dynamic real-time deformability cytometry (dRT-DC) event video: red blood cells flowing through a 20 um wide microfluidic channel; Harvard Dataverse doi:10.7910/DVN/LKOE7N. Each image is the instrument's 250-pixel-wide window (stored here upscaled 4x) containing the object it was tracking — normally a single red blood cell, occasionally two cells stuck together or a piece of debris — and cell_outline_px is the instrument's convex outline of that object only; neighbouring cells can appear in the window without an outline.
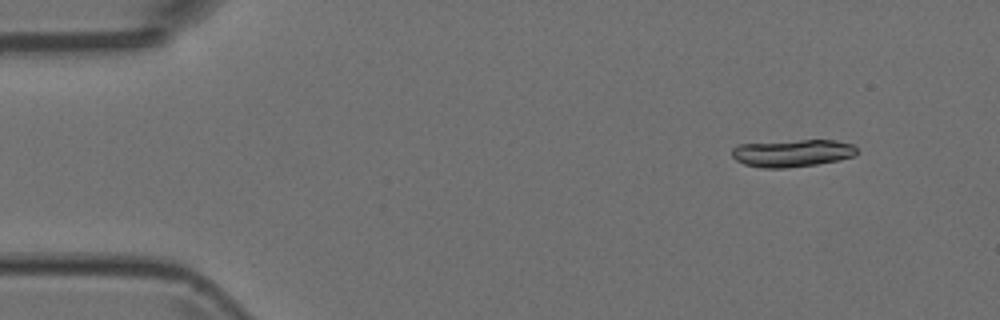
{"species": "Egyptian fruit bat (a non-hibernating species)", "species_latin": "Rousettus aegyptiacus", "temperature_condition": "room temperature", "stored_images_in_passage": 5, "camera_frame_rate_fps": 3000, "um_per_image_px": 0.085, "animal": {"sex": "female"}, "frame": {"image": 1, "passage_image": 1, "time_ms": 0.0, "image_size_px": [1000, 320], "cell_outline_px": [[860, 152], [856, 156], [840, 160], [816, 164], [784, 168], [760, 168], [744, 164], [736, 160], [732, 156], [732, 148], [736, 144], [800, 140], [836, 140], [852, 144]], "centroid_in_image_um": [67.37, 13.01], "position_along_channel_um": 17.6, "area_um2": 20.17}}
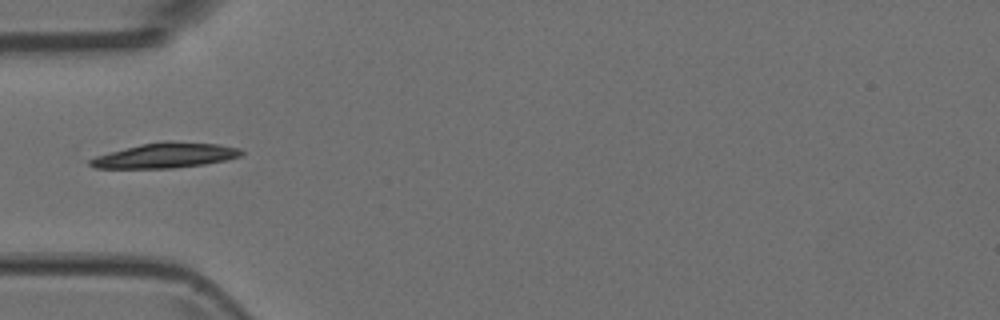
{"frame": {"image": 2, "passage_image": 4, "time_ms": 1.0, "image_size_px": [1000, 320], "cell_outline_px": [[244, 152], [240, 156], [228, 160], [204, 164], [172, 168], [96, 168], [88, 164], [88, 160], [96, 156], [144, 144], [168, 140], [172, 140], [220, 144], [240, 148]], "centroid_in_image_um": [14.13, 13.21], "position_along_channel_um": 70.9, "area_um2": 21.96}}
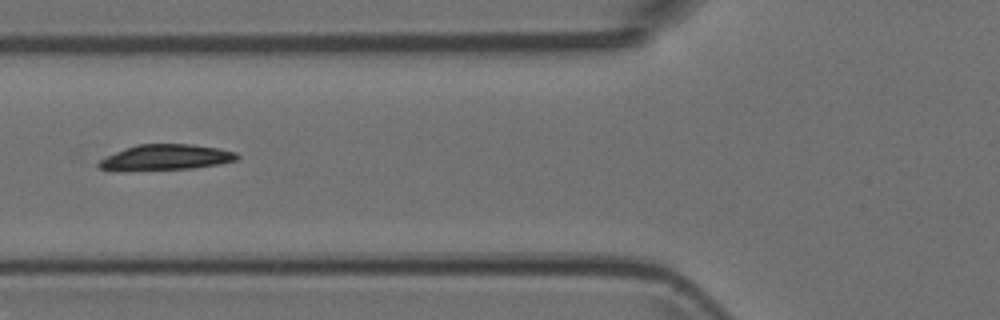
{"frame": {"image": 3, "passage_image": 5, "time_ms": 1.333, "image_size_px": [1000, 320], "cell_outline_px": [[240, 156], [236, 160], [220, 164], [192, 168], [100, 168], [96, 164], [100, 160], [116, 152], [136, 144], [188, 144], [216, 148], [236, 152]], "centroid_in_image_um": [14.21, 13.33], "position_along_channel_um": 111.6, "area_um2": 19.48}}